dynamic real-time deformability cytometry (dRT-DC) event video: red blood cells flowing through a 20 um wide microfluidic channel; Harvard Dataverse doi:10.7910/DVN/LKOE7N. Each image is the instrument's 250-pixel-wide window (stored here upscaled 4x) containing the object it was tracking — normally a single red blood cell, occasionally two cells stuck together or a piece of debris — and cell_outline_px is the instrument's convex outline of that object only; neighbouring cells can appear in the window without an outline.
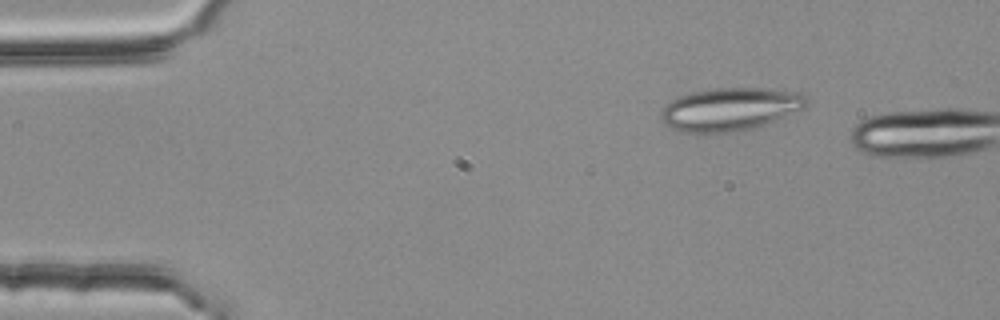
{"species": "common noctule bat (a hibernating species)", "species_latin": "Nyctalus noctula", "temperature_condition": "room temperature", "stored_images_in_passage": 3, "camera_frame_rate_fps": 3000, "um_per_image_px": 0.085, "animal": {"sex": "female", "body_mass_g": 25.1}, "frame": {"image": 1, "passage_image": 2, "time_ms": 0.333, "image_size_px": [1000, 320], "cell_outline_px": [[808, 100], [804, 108], [764, 124], [752, 128], [732, 132], [680, 132], [664, 124], [660, 120], [660, 112], [664, 104], [680, 96], [692, 92], [716, 88], [764, 88], [800, 92]], "centroid_in_image_um": [62.0, 9.27], "position_along_channel_um": 23.0, "area_um2": 36.24}}